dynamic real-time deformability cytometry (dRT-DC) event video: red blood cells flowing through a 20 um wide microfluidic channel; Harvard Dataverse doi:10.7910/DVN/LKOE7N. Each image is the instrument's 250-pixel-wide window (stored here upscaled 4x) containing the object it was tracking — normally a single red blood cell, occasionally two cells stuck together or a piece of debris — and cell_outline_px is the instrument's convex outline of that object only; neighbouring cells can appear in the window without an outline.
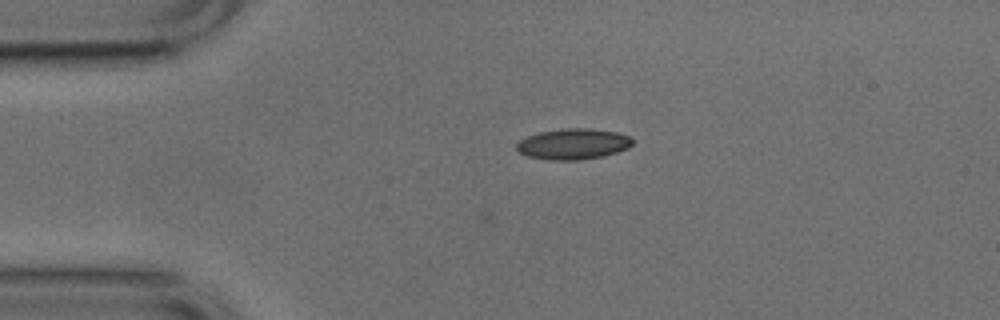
{"species": "common noctule bat (a hibernating species)", "species_latin": "Nyctalus noctula", "temperature_condition": "cold", "stored_images_in_passage": 2, "camera_frame_rate_fps": 3000, "um_per_image_px": 0.085, "animal": {"sex": "male", "body_mass_g": 17.9, "forearm_length_mm": 54.2}, "frame": {"image": 1, "passage_image": 2, "time_ms": 0.333, "image_size_px": [1000, 320], "cell_outline_px": [[632, 144], [628, 148], [604, 156], [580, 160], [548, 160], [528, 156], [520, 152], [516, 148], [516, 144], [520, 140], [528, 136], [540, 132], [568, 128], [584, 128], [616, 132], [628, 136], [632, 140]], "centroid_in_image_um": [48.71, 12.25], "position_along_channel_um": 36.3, "area_um2": 20.58}}